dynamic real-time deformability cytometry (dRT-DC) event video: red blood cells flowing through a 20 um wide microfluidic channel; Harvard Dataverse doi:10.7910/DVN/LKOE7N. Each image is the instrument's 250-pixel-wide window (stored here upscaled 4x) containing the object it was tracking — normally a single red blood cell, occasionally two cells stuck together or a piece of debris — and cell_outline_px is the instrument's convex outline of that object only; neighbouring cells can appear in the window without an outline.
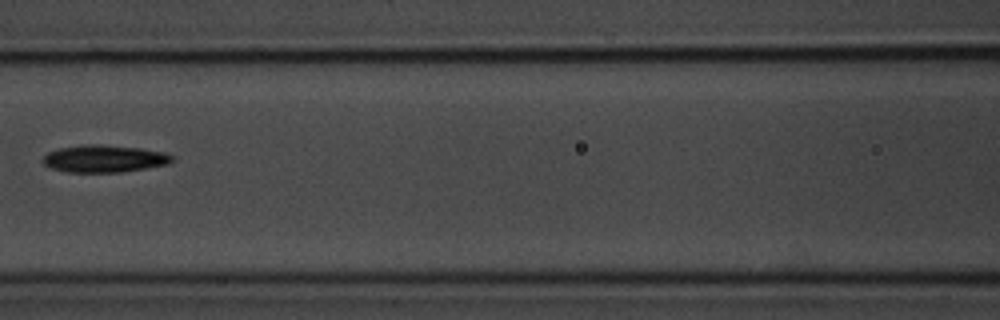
{"species": "common noctule bat (a hibernating species)", "species_latin": "Nyctalus noctula", "temperature_condition": "room temperature", "stored_images_in_passage": 6, "camera_frame_rate_fps": 3000, "um_per_image_px": 0.085, "animal": {"sex": "male", "body_mass_g": 20.1, "forearm_length_mm": 53.5}, "frame": {"image": 1, "passage_image": 6, "time_ms": 6.667, "image_size_px": [1000, 320], "cell_outline_px": [[176, 160], [168, 164], [120, 172], [68, 172], [52, 168], [44, 164], [40, 160], [48, 152], [60, 148], [84, 144], [96, 144], [140, 148], [164, 152], [176, 156]], "centroid_in_image_um": [8.88, 13.48], "position_along_channel_um": 157.7, "area_um2": 20.58}}